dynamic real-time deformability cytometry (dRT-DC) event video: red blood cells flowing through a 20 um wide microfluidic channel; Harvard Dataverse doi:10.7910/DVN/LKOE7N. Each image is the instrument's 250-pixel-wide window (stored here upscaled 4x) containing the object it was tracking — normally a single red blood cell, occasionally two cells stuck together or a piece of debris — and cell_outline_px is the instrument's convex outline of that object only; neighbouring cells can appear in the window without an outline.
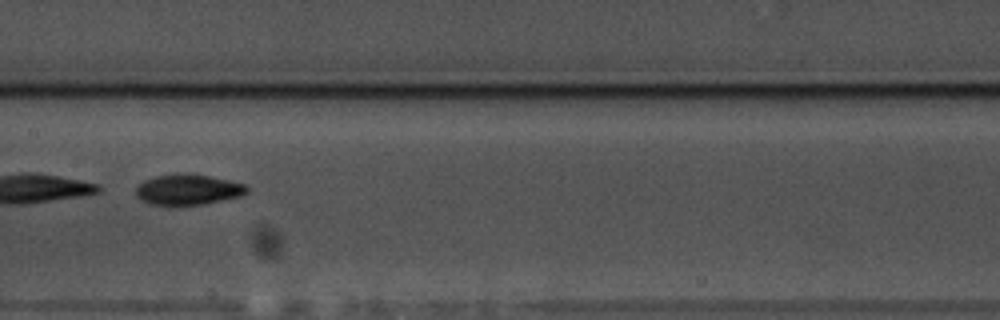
{"species": "common noctule bat (a hibernating species)", "species_latin": "Nyctalus noctula", "temperature_condition": "warm", "stored_images_in_passage": 17, "camera_frame_rate_fps": 3000, "um_per_image_px": 0.085, "animal": {"sex": "male", "body_mass_g": 17.5, "forearm_length_mm": 52.3}, "frame": {"image": 1, "passage_image": 12, "time_ms": 3.667, "image_size_px": [1000, 320], "cell_outline_px": [[248, 192], [240, 196], [200, 204], [168, 208], [148, 204], [140, 200], [136, 196], [136, 184], [144, 180], [156, 176], [180, 172], [208, 176], [248, 184]], "centroid_in_image_um": [15.9, 16.14], "position_along_channel_um": 191.5, "area_um2": 20.46}}